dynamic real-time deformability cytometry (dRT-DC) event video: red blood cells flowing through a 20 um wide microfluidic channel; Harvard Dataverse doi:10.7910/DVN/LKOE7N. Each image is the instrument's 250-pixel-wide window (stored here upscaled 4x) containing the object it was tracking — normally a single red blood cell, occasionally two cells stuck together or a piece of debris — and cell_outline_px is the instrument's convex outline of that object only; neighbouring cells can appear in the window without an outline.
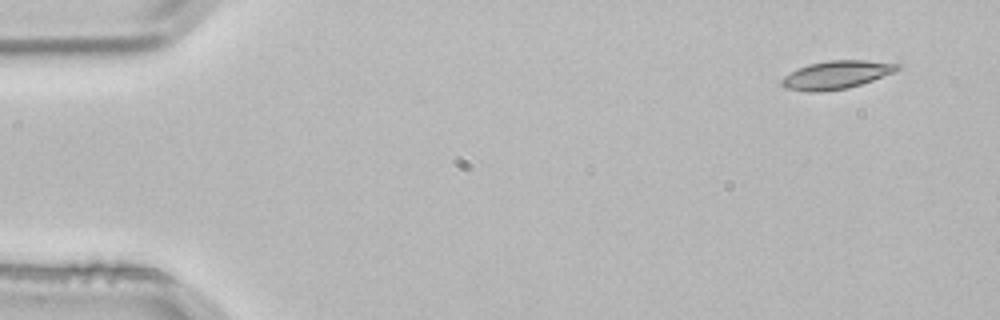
{"species": "common noctule bat (a hibernating species)", "species_latin": "Nyctalus noctula", "temperature_condition": "room temperature", "stored_images_in_passage": 3, "camera_frame_rate_fps": 3000, "um_per_image_px": 0.085, "animal": {"sex": "male", "body_mass_g": 21.5, "forearm_length_mm": 52.0}, "frame": {"image": 1, "passage_image": 1, "time_ms": 0.0, "image_size_px": [1000, 320], "cell_outline_px": [[904, 64], [900, 68], [892, 72], [872, 80], [848, 88], [820, 92], [808, 92], [784, 88], [780, 84], [780, 80], [784, 76], [796, 68], [808, 64], [828, 60], [864, 60]], "centroid_in_image_um": [71.04, 6.36], "position_along_channel_um": 14.0, "area_um2": 19.07}}
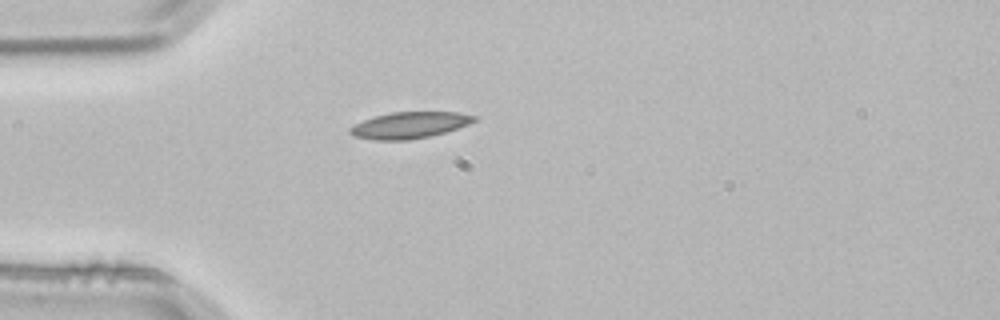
{"frame": {"image": 2, "passage_image": 3, "time_ms": 0.667, "image_size_px": [1000, 320], "cell_outline_px": [[476, 120], [468, 124], [444, 132], [428, 136], [408, 140], [376, 140], [352, 136], [348, 132], [348, 128], [364, 120], [376, 116], [392, 112], [456, 112], [476, 116]], "centroid_in_image_um": [34.77, 10.64], "position_along_channel_um": 50.2, "area_um2": 18.84}}